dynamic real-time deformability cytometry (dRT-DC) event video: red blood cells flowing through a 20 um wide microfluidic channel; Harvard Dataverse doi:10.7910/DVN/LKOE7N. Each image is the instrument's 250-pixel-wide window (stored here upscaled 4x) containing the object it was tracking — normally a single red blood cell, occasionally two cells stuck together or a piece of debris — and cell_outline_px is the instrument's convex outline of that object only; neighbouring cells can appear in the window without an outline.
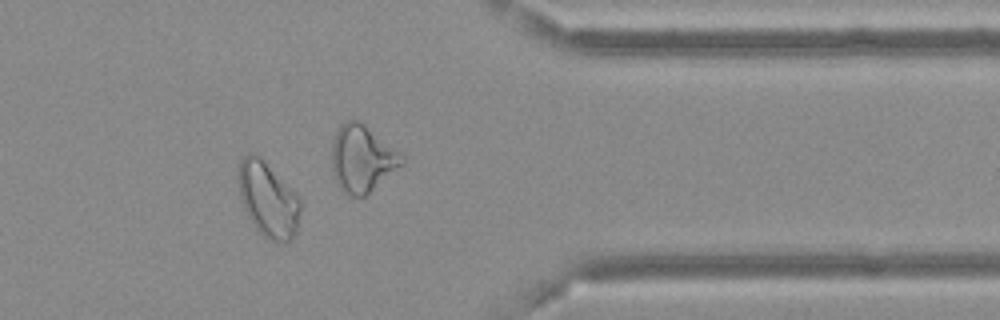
{"species": "Egyptian fruit bat (a non-hibernating species)", "species_latin": "Rousettus aegyptiacus", "temperature_condition": "cold", "stored_images_in_passage": 15, "camera_frame_rate_fps": 3000, "um_per_image_px": 0.085, "frame": {"image": 1, "passage_image": 13, "time_ms": 15.0, "image_size_px": [1000, 320], "cell_outline_px": [[300, 212], [296, 232], [288, 240], [272, 240], [264, 236], [256, 228], [248, 216], [244, 208], [240, 196], [236, 180], [236, 176], [240, 160], [248, 152], [256, 152], [300, 196]], "centroid_in_image_um": [22.75, 16.87], "position_along_channel_um": 388.7, "area_um2": 27.22}, "authors_computed_cell_mechanics": {"area_um2": 27.2816, "velocity_mm_per_s": 3.6183, "shape_relaxation_time_tau1_ms": null, "shape_relaxation_time_tau2_ms": 2.9393, "deformation_change_tau1": null, "deformation_change_tau2": 0.0968}}